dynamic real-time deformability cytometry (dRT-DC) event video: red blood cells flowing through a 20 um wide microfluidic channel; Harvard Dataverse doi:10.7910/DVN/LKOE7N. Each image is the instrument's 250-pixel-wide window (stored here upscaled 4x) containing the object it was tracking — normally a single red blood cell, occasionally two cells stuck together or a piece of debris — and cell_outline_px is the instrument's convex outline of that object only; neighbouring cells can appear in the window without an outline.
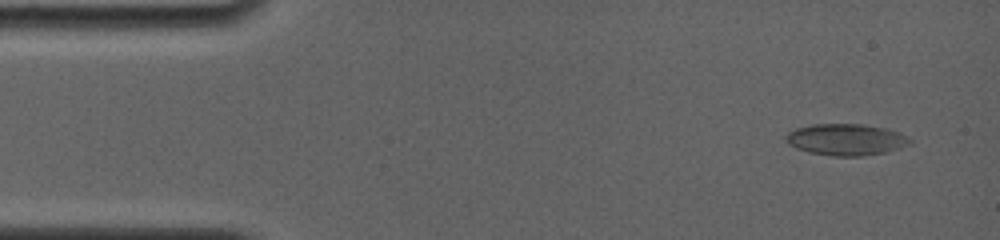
{"species": "common noctule bat (a hibernating species)", "species_latin": "Nyctalus noctula", "temperature_condition": "room temperature", "stored_images_in_passage": 40, "camera_frame_rate_fps": 4000, "um_per_image_px": 0.085, "animal": {"sex": "female", "body_mass_g": 19.0, "forearm_length_mm": 56.7}, "frame": {"image": 1, "passage_image": 3, "time_ms": 0.75, "image_size_px": [1000, 240], "cell_outline_px": [[912, 144], [884, 152], [860, 156], [832, 156], [808, 152], [796, 148], [788, 144], [784, 140], [784, 136], [788, 132], [796, 128], [812, 124], [864, 124], [888, 128], [912, 140]], "centroid_in_image_um": [71.86, 11.86], "position_along_channel_um": 13.1, "area_um2": 22.83}}
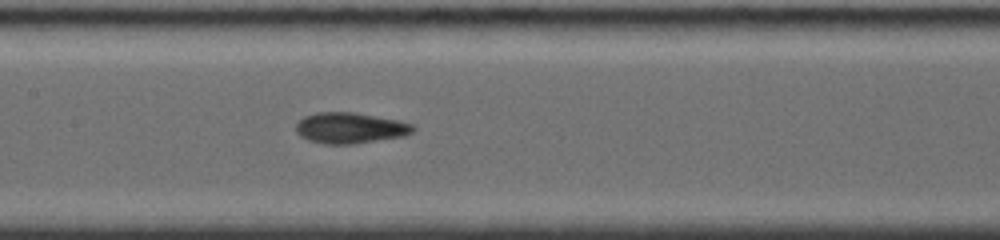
{"frame": {"image": 2, "passage_image": 19, "time_ms": 7.5, "image_size_px": [1000, 240], "cell_outline_px": [[416, 128], [412, 132], [404, 136], [352, 144], [324, 144], [308, 140], [300, 136], [296, 132], [296, 124], [304, 116], [316, 112], [356, 112], [400, 120], [412, 124]], "centroid_in_image_um": [29.76, 10.87], "position_along_channel_um": 177.6, "area_um2": 21.21}}
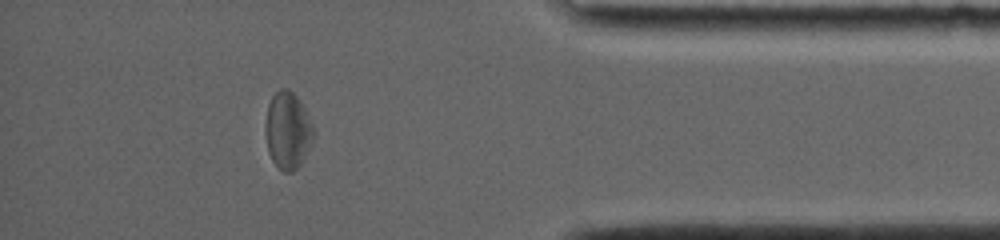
{"frame": {"image": 3, "passage_image": 35, "time_ms": 14.0, "image_size_px": [1000, 240], "cell_outline_px": [[316, 136], [304, 160], [292, 172], [284, 172], [272, 160], [268, 152], [264, 128], [264, 124], [268, 104], [272, 96], [280, 88], [288, 88], [300, 100], [316, 128]], "centroid_in_image_um": [24.49, 11.08], "position_along_channel_um": 410.7, "area_um2": 22.2}, "authors_computed_cell_mechanics": {"area_um2": 21.2415, "velocity_mm_per_s": 3.87, "shape_relaxation_time_tau1_ms": 8.2176, "shape_relaxation_time_tau2_ms": 2.2137, "deformation_change_tau1": 0.1876, "deformation_change_tau2": 0.0792}}